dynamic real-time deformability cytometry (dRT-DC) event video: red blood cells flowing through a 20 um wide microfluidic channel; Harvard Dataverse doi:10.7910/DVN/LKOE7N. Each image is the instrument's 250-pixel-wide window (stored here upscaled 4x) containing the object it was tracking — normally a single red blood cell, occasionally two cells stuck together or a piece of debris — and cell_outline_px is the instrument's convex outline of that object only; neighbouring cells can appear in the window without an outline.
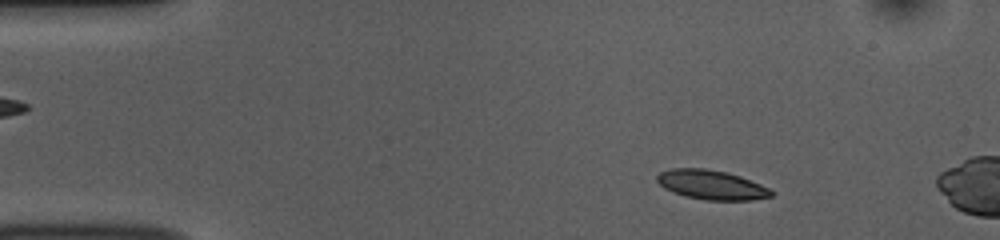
{"species": "common noctule bat (a hibernating species)", "species_latin": "Nyctalus noctula", "temperature_condition": "room temperature", "stored_images_in_passage": 10, "camera_frame_rate_fps": 3000, "um_per_image_px": 0.085, "animal": {"sex": "female", "body_mass_g": 10.0, "forearm_length_mm": 53.1}, "frame": {"image": 1, "passage_image": 6, "time_ms": 1.667, "image_size_px": [1000, 240], "cell_outline_px": [[772, 196], [752, 200], [704, 200], [688, 196], [664, 188], [656, 180], [656, 176], [660, 172], [672, 168], [704, 168], [724, 172], [740, 176], [760, 184], [768, 188], [772, 192]], "centroid_in_image_um": [60.46, 15.7], "position_along_channel_um": 24.5, "area_um2": 19.25}}